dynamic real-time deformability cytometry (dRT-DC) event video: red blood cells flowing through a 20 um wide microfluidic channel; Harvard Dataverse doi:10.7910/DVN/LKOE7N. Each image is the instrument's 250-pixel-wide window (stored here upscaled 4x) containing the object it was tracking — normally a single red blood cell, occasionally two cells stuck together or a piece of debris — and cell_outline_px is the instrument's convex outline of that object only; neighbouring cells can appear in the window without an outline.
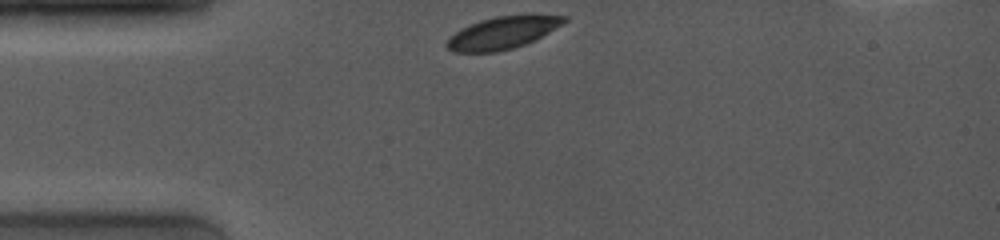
{"species": "common noctule bat (a hibernating species)", "species_latin": "Nyctalus noctula", "temperature_condition": "room temperature", "stored_images_in_passage": 25, "camera_frame_rate_fps": 4000, "um_per_image_px": 0.085, "animal": {"sex": "female", "body_mass_g": 19.0, "forearm_length_mm": 53.3}, "frame": {"image": 1, "passage_image": 1, "time_ms": 0.0, "image_size_px": [1000, 240], "cell_outline_px": [[568, 20], [548, 32], [524, 44], [512, 48], [496, 52], [452, 52], [444, 48], [444, 40], [456, 32], [480, 20], [496, 16], [524, 12], [536, 12], [568, 16]], "centroid_in_image_um": [42.74, 2.73], "position_along_channel_um": 42.3, "area_um2": 22.72}}
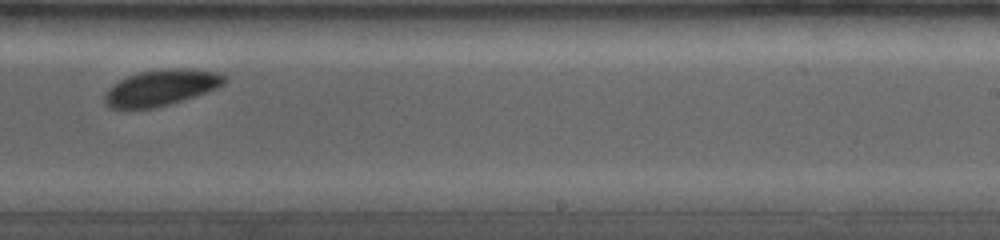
{"frame": {"image": 2, "passage_image": 15, "time_ms": 6.5, "image_size_px": [1000, 240], "cell_outline_px": [[224, 84], [216, 88], [156, 108], [108, 108], [104, 104], [104, 96], [108, 88], [112, 84], [128, 76], [140, 72], [160, 68], [184, 68], [220, 72], [224, 76]], "centroid_in_image_um": [13.64, 7.44], "position_along_channel_um": 275.4, "area_um2": 24.91}}
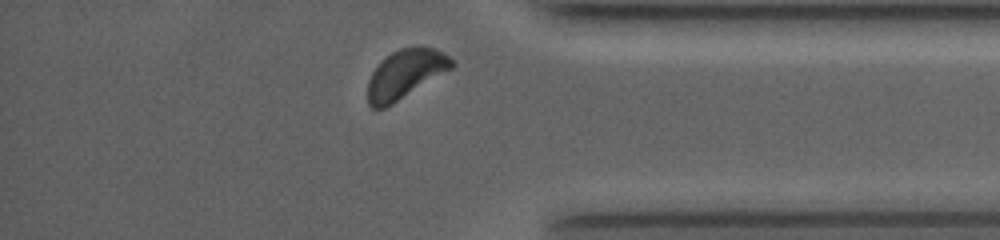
{"frame": {"image": 3, "passage_image": 23, "time_ms": 9.75, "image_size_px": [1000, 240], "cell_outline_px": [[456, 64], [452, 68], [392, 104], [384, 108], [372, 108], [368, 104], [368, 80], [372, 72], [392, 52], [400, 48], [436, 48], [444, 52]], "centroid_in_image_um": [34.45, 6.31], "position_along_channel_um": 400.7, "area_um2": 23.29}, "authors_computed_cell_mechanics": {"area_um2": 24.1604, "velocity_mm_per_s": 3.9704, "shape_relaxation_time_tau1_ms": 1.1333, "shape_relaxation_time_tau2_ms": null, "deformation_change_tau1": 0.0632, "deformation_change_tau2": null}}